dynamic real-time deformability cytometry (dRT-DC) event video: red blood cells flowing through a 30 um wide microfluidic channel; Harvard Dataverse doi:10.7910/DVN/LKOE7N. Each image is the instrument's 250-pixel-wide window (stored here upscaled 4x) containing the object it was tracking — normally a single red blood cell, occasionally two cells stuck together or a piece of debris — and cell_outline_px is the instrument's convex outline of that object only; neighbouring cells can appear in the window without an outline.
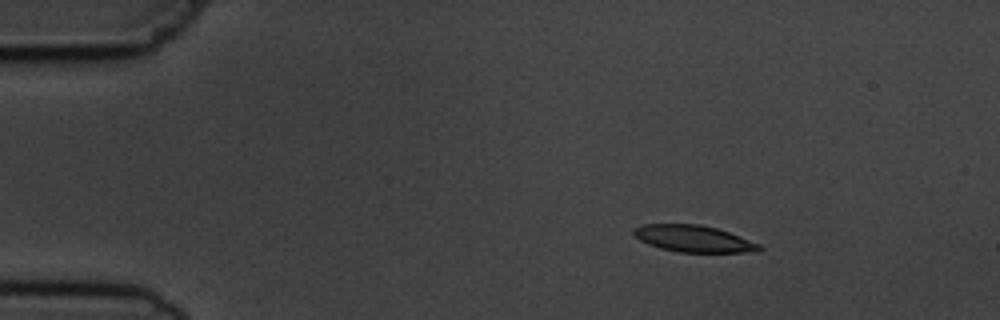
{"species": "common noctule bat (a hibernating species)", "species_latin": "Nyctalus noctula", "temperature_condition": "cold", "stored_images_in_passage": 4, "camera_frame_rate_fps": 3000, "um_per_image_px": 0.085, "animal": {"sex": "male", "body_mass_g": 19.5, "forearm_length_mm": 54.6}, "frame": {"image": 1, "passage_image": 2, "time_ms": 1.333, "image_size_px": [1000, 320], "cell_outline_px": [[764, 248], [760, 252], [680, 252], [660, 248], [648, 244], [640, 240], [632, 232], [632, 228], [644, 224], [700, 224], [716, 228], [728, 232], [760, 244]], "centroid_in_image_um": [58.96, 20.29], "position_along_channel_um": 26.0, "area_um2": 19.54}}